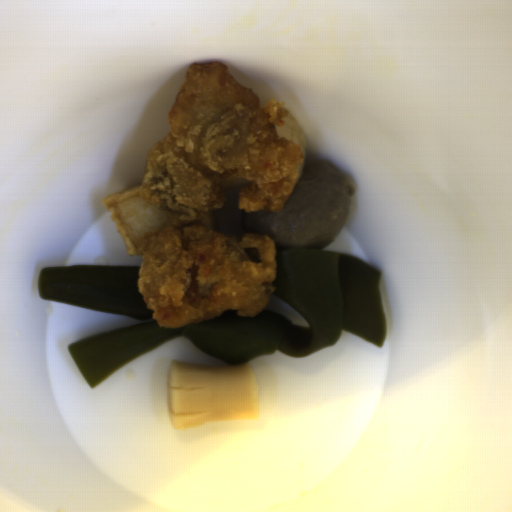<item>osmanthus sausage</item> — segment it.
<instances>
[{"label": "osmanthus sausage", "instance_id": "obj_1", "mask_svg": "<svg viewBox=\"0 0 512 512\" xmlns=\"http://www.w3.org/2000/svg\"><path fill=\"white\" fill-rule=\"evenodd\" d=\"M171 427L187 429L216 421L257 420L258 388L252 366H206L170 361L166 377Z\"/></svg>", "mask_w": 512, "mask_h": 512}]
</instances>
